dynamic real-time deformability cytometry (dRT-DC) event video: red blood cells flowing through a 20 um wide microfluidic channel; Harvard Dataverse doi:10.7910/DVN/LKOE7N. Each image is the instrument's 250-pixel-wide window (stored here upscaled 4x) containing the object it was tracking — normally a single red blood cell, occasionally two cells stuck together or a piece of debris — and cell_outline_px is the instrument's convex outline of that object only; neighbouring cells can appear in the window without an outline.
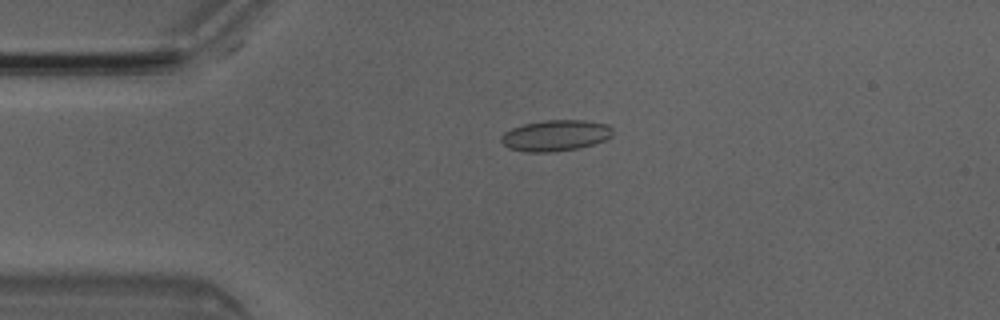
{"species": "Egyptian fruit bat (a non-hibernating species)", "species_latin": "Rousettus aegyptiacus", "temperature_condition": "room temperature", "stored_images_in_passage": 6, "camera_frame_rate_fps": 3000, "um_per_image_px": 0.085, "animal": {"sex": "male"}, "frame": {"image": 1, "passage_image": 4, "time_ms": 1.0, "image_size_px": [1000, 320], "cell_outline_px": [[612, 136], [604, 140], [580, 148], [552, 152], [528, 152], [508, 148], [500, 140], [500, 136], [504, 132], [512, 128], [524, 124], [544, 120], [584, 120], [608, 124], [612, 128]], "centroid_in_image_um": [47.21, 11.51], "position_along_channel_um": 37.8, "area_um2": 20.23}}